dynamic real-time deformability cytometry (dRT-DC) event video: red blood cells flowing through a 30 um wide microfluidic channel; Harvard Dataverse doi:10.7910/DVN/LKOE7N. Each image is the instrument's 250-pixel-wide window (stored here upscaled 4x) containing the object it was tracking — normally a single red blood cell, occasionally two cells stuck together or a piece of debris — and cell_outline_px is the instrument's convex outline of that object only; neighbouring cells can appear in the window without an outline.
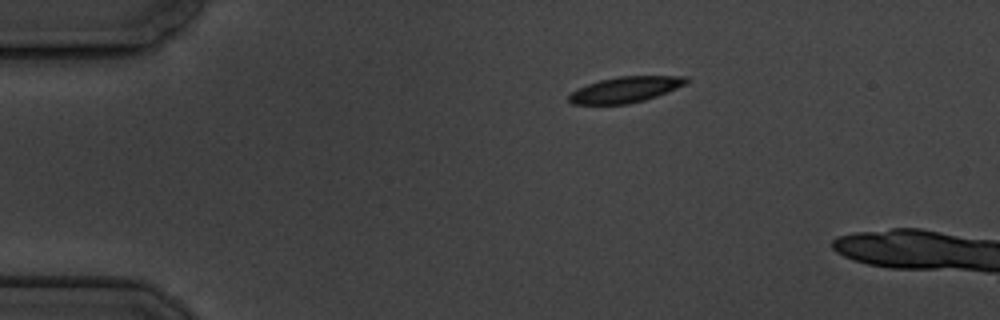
{"species": "common noctule bat (a hibernating species)", "species_latin": "Nyctalus noctula", "temperature_condition": "cold", "stored_images_in_passage": 4, "camera_frame_rate_fps": 3000, "um_per_image_px": 0.085, "animal": {"sex": "male", "body_mass_g": 19.5, "forearm_length_mm": 54.6}, "frame": {"image": 1, "passage_image": 1, "time_ms": 0.0, "image_size_px": [1000, 320], "cell_outline_px": [[688, 84], [656, 96], [644, 100], [628, 104], [572, 104], [568, 100], [568, 96], [576, 88], [600, 80], [620, 76], [688, 76]], "centroid_in_image_um": [53.17, 7.61], "position_along_channel_um": 31.8, "area_um2": 17.63}}